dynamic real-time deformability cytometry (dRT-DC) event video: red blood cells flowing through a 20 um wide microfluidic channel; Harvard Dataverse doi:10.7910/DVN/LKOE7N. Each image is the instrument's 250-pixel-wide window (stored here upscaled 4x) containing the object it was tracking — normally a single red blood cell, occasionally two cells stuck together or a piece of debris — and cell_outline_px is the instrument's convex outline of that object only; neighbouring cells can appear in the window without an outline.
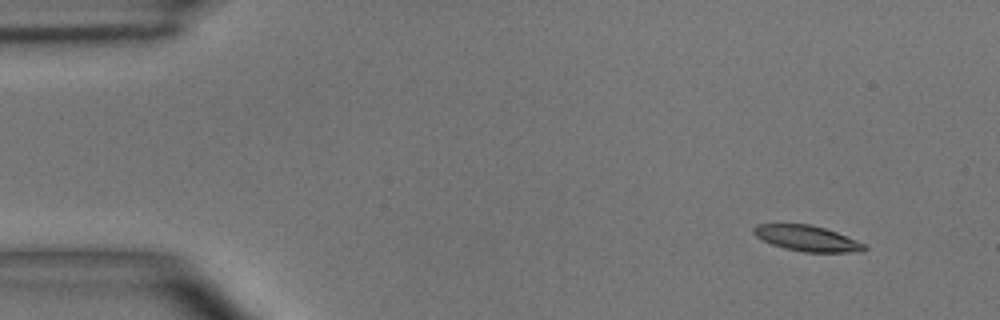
{"species": "common noctule bat (a hibernating species)", "species_latin": "Nyctalus noctula", "temperature_condition": "room temperature", "stored_images_in_passage": 4, "camera_frame_rate_fps": 3000, "um_per_image_px": 0.085, "animal": {"sex": "male", "body_mass_g": 15.6}, "frame": {"image": 1, "passage_image": 1, "time_ms": 0.0, "image_size_px": [1000, 320], "cell_outline_px": [[868, 248], [864, 252], [804, 252], [784, 248], [772, 244], [756, 236], [752, 232], [752, 228], [756, 224], [812, 224], [836, 232], [856, 240], [864, 244]], "centroid_in_image_um": [68.6, 20.26], "position_along_channel_um": 16.4, "area_um2": 16.53}}